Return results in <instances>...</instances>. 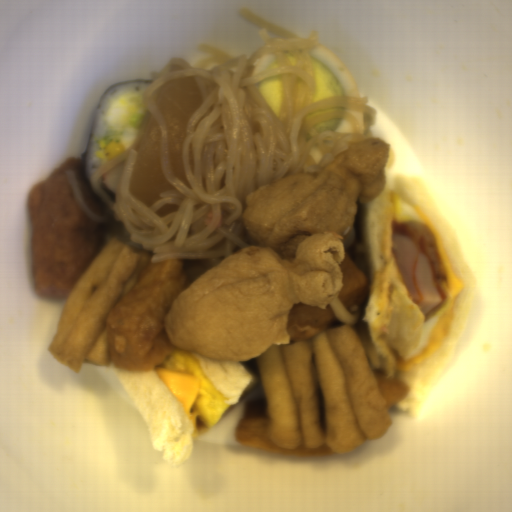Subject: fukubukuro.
Listing matches in <instances>:
<instances>
[{"label":"fukubukuro","mask_w":512,"mask_h":512,"mask_svg":"<svg viewBox=\"0 0 512 512\" xmlns=\"http://www.w3.org/2000/svg\"><path fill=\"white\" fill-rule=\"evenodd\" d=\"M390 144L348 142L317 175H287L247 194L241 248L196 277L163 321L172 347L246 361L290 344L295 303L325 309L344 285L345 238L359 210L385 189Z\"/></svg>","instance_id":"cee8face"}]
</instances>
